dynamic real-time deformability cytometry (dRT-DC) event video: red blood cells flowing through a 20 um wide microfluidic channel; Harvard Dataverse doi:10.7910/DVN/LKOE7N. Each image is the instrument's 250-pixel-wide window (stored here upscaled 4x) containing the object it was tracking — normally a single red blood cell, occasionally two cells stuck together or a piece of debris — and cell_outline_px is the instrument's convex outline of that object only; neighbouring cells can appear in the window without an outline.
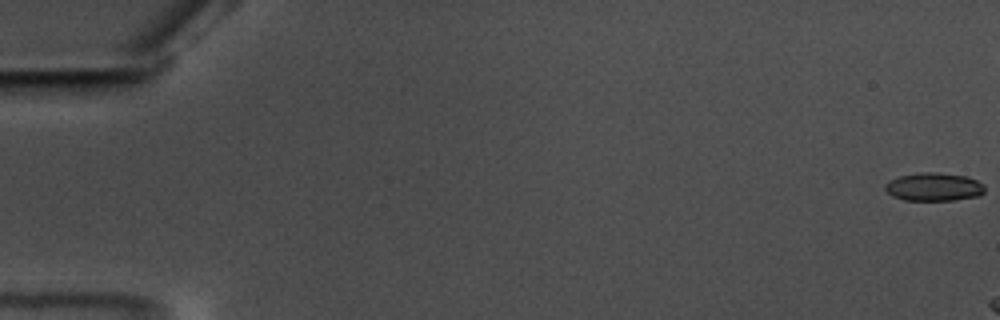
{"species": "common noctule bat (a hibernating species)", "species_latin": "Nyctalus noctula", "temperature_condition": "warm", "stored_images_in_passage": 8, "camera_frame_rate_fps": 3000, "um_per_image_px": 0.085, "animal": {"sex": "male", "body_mass_g": 17.5, "forearm_length_mm": 52.3}, "frame": {"image": 1, "passage_image": 1, "time_ms": 0.0, "image_size_px": [1000, 320], "cell_outline_px": [[984, 192], [980, 196], [952, 200], [904, 200], [892, 196], [884, 188], [884, 184], [888, 180], [900, 176], [920, 172], [936, 172], [968, 176], [984, 184]], "centroid_in_image_um": [79.37, 15.88], "position_along_channel_um": 5.6, "area_um2": 16.53}}